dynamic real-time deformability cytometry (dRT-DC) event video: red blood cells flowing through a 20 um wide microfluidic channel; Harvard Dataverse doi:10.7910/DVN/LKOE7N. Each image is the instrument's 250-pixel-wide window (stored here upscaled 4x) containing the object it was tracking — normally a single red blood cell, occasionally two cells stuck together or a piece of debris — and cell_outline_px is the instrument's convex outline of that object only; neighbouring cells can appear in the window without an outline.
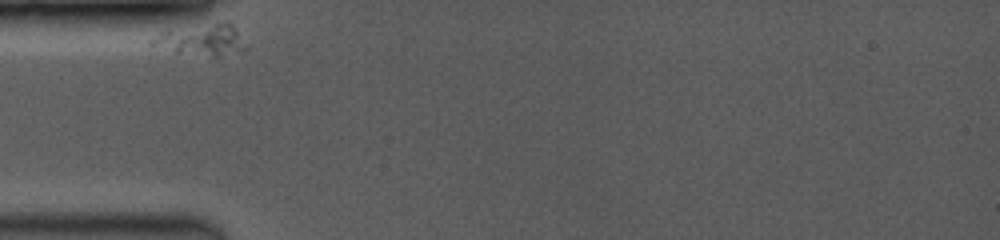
{"species": "common noctule bat (a hibernating species)", "species_latin": "Nyctalus noctula", "temperature_condition": "room temperature", "stored_images_in_passage": 12, "camera_frame_rate_fps": 3500, "um_per_image_px": 0.085, "animal": {"sex": "female", "body_mass_g": 19.0, "forearm_length_mm": 53.3}, "frame": {"image": 1, "passage_image": 1, "time_ms": 0.0, "image_size_px": [1000, 240], "cell_outline_px": [[248, 48], [244, 52], [216, 56], [176, 52], [148, 44], [148, 40], [164, 28], [224, 20], [228, 20], [232, 24]], "centroid_in_image_um": [17.09, 3.32], "position_along_channel_um": 67.9, "area_um2": 17.98}}
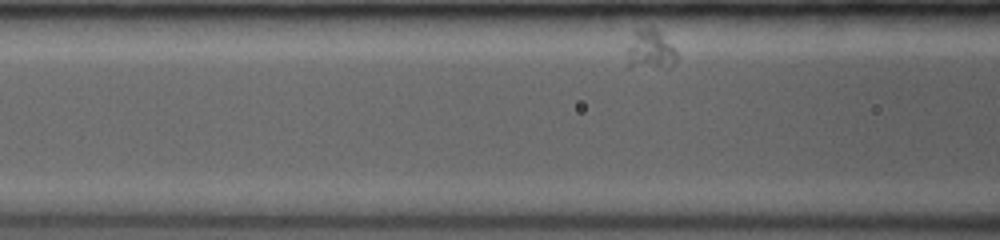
{"frame": {"image": 2, "passage_image": 8, "time_ms": 1.429, "image_size_px": [1000, 240], "cell_outline_px": [[676, 60], [668, 68], [628, 68], [628, 48], [636, 32], [644, 28], [652, 28], [676, 52]], "centroid_in_image_um": [55.24, 4.33], "position_along_channel_um": 111.4, "area_um2": 10.75}}